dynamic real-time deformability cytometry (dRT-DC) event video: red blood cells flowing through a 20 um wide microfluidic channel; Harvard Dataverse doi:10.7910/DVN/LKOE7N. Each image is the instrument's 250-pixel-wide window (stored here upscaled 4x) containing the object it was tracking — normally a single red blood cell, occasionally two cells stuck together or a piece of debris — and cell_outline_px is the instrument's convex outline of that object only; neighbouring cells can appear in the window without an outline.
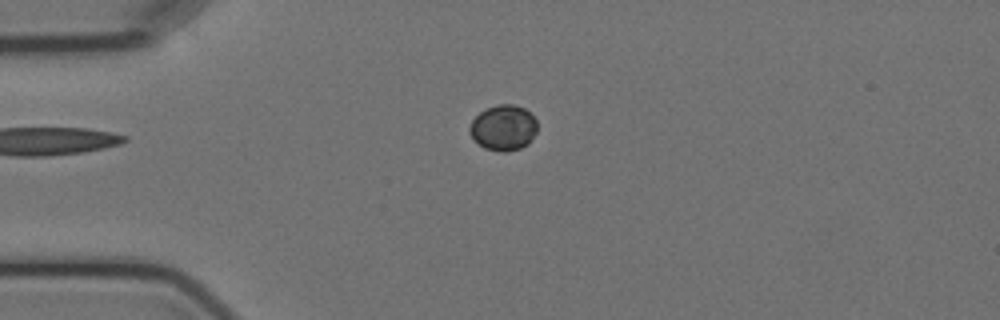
{"species": "Egyptian fruit bat (a non-hibernating species)", "species_latin": "Rousettus aegyptiacus", "temperature_condition": "cold", "stored_images_in_passage": 4, "camera_frame_rate_fps": 3000, "um_per_image_px": 0.085, "animal": {"sex": "female"}, "frame": {"image": 1, "passage_image": 4, "time_ms": 3.667, "image_size_px": [1000, 320], "cell_outline_px": [[536, 132], [528, 144], [520, 148], [504, 152], [484, 148], [472, 140], [468, 132], [468, 128], [472, 120], [480, 112], [496, 104], [512, 104], [524, 108], [536, 120]], "centroid_in_image_um": [42.75, 10.86], "position_along_channel_um": 42.3, "area_um2": 17.98}}